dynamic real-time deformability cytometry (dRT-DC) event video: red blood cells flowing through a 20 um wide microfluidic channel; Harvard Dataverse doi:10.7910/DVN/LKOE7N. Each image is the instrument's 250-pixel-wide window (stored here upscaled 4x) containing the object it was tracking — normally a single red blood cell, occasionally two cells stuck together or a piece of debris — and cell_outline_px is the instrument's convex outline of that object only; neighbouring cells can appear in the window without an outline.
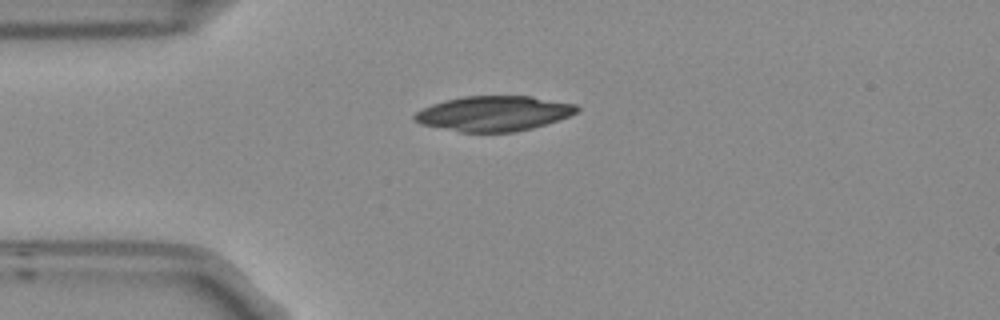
{"species": "Egyptian fruit bat (a non-hibernating species)", "species_latin": "Rousettus aegyptiacus", "temperature_condition": "room temperature", "stored_images_in_passage": 1, "camera_frame_rate_fps": 3000, "um_per_image_px": 0.085, "frame": {"image": 1, "passage_image": 1, "time_ms": 0.0, "image_size_px": [1000, 320], "cell_outline_px": [[580, 108], [576, 112], [568, 116], [532, 128], [516, 132], [460, 132], [420, 124], [412, 116], [416, 112], [432, 104], [444, 100], [464, 96], [532, 96], [576, 104]], "centroid_in_image_um": [41.96, 9.64], "position_along_channel_um": 43.0, "area_um2": 33.06}}